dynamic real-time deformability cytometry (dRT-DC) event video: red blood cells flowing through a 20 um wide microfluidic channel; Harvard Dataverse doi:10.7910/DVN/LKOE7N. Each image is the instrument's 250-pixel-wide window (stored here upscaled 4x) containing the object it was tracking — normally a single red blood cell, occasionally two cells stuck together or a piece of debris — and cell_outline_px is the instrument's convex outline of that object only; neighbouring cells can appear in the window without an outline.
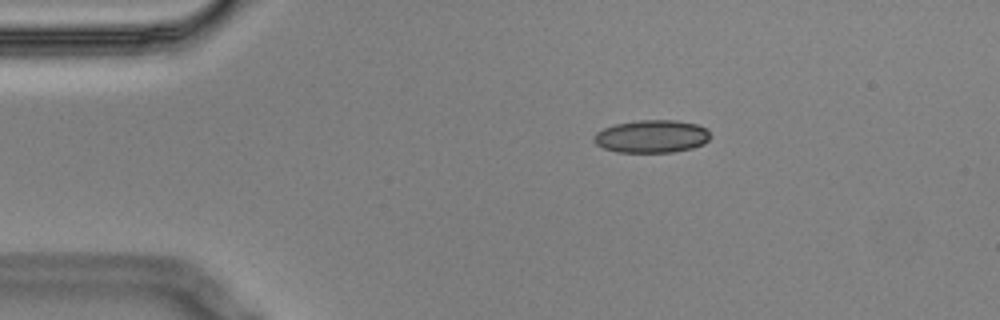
{"species": "Egyptian fruit bat (a non-hibernating species)", "species_latin": "Rousettus aegyptiacus", "temperature_condition": "cold", "stored_images_in_passage": 4, "camera_frame_rate_fps": 3000, "um_per_image_px": 0.085, "animal": {"sex": "male"}, "frame": {"image": 1, "passage_image": 1, "time_ms": 0.0, "image_size_px": [1000, 320], "cell_outline_px": [[712, 136], [704, 144], [692, 148], [672, 152], [616, 152], [604, 148], [596, 144], [592, 140], [592, 136], [596, 132], [604, 128], [616, 124], [640, 120], [676, 120], [696, 124], [704, 128]], "centroid_in_image_um": [55.38, 11.6], "position_along_channel_um": 29.6, "area_um2": 22.25}}
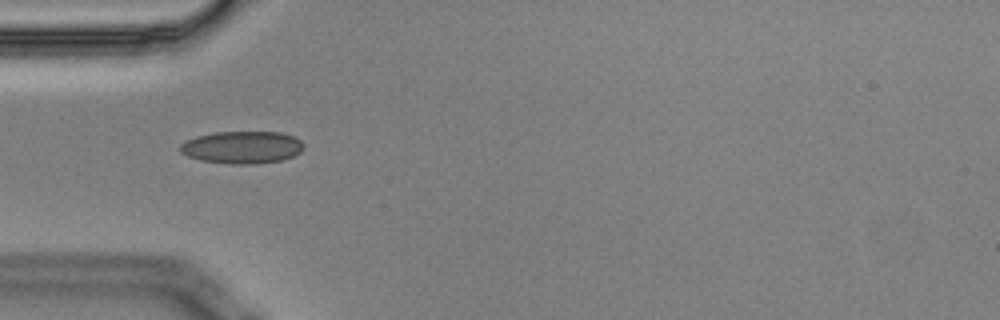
{"frame": {"image": 2, "passage_image": 3, "time_ms": 0.667, "image_size_px": [1000, 320], "cell_outline_px": [[304, 148], [300, 152], [284, 160], [252, 164], [232, 164], [200, 160], [188, 156], [180, 152], [180, 144], [184, 140], [196, 136], [216, 132], [280, 132], [296, 136], [304, 144]], "centroid_in_image_um": [20.59, 12.51], "position_along_channel_um": 64.4, "area_um2": 23.52}}
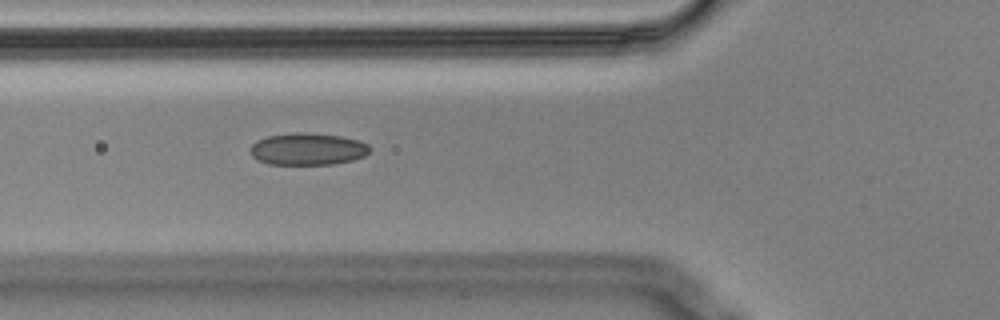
{"frame": {"image": 3, "passage_image": 4, "time_ms": 1.0, "image_size_px": [1000, 320], "cell_outline_px": [[368, 152], [364, 156], [352, 160], [332, 164], [268, 164], [252, 156], [252, 144], [256, 140], [268, 136], [292, 132], [304, 132], [340, 136], [360, 140], [368, 144]], "centroid_in_image_um": [26.16, 12.66], "position_along_channel_um": 99.6, "area_um2": 22.14}}